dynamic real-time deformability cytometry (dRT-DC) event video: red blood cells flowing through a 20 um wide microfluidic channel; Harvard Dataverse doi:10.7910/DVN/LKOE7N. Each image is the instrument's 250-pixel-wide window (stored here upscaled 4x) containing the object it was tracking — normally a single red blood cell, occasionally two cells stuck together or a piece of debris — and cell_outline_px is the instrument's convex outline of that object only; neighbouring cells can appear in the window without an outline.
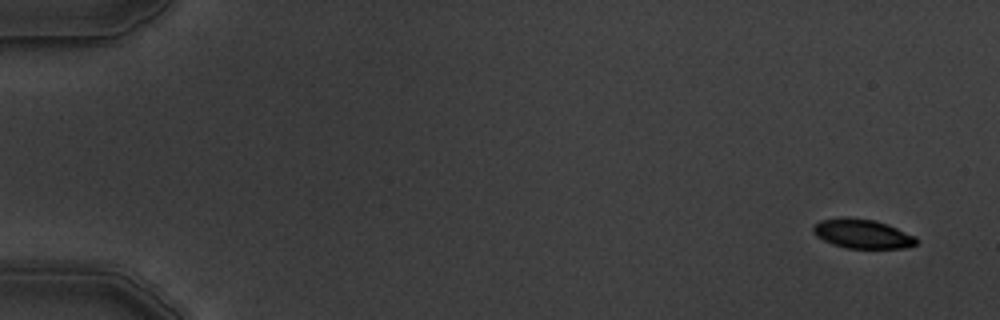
{"species": "common noctule bat (a hibernating species)", "species_latin": "Nyctalus noctula", "temperature_condition": "warm", "stored_images_in_passage": 7, "camera_frame_rate_fps": 3000, "um_per_image_px": 0.085, "animal": {"sex": "male", "body_mass_g": 19.5, "forearm_length_mm": 54.6}, "frame": {"image": 1, "passage_image": 1, "time_ms": 0.0, "image_size_px": [1000, 320], "cell_outline_px": [[916, 244], [904, 248], [848, 248], [832, 244], [816, 236], [812, 232], [812, 228], [820, 220], [844, 216], [848, 216], [876, 220], [888, 224], [916, 236]], "centroid_in_image_um": [73.28, 19.85], "position_along_channel_um": 11.7, "area_um2": 17.74}}
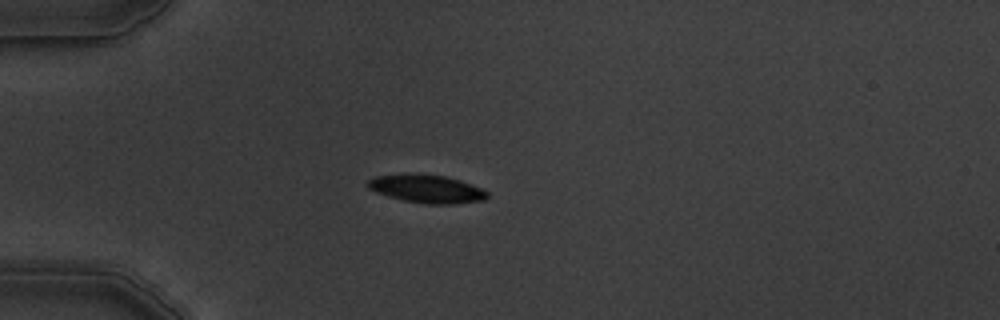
{"frame": {"image": 2, "passage_image": 4, "time_ms": 4.333, "image_size_px": [1000, 320], "cell_outline_px": [[488, 196], [484, 200], [452, 204], [428, 204], [404, 200], [388, 196], [376, 192], [368, 188], [364, 184], [368, 180], [376, 176], [444, 176], [460, 180], [480, 188], [488, 192]], "centroid_in_image_um": [36.29, 16.09], "position_along_channel_um": 48.7, "area_um2": 18.73}}